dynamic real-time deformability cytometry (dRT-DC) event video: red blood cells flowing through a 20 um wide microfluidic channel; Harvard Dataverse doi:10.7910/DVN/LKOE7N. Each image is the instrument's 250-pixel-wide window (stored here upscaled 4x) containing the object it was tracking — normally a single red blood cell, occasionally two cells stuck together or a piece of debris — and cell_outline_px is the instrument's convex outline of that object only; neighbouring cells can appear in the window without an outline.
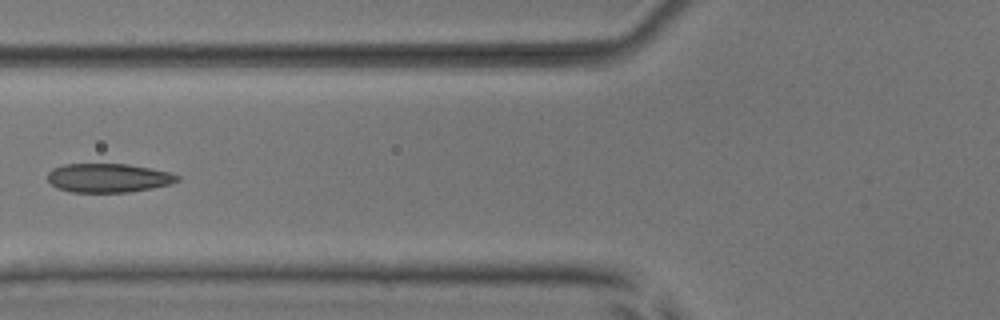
{"species": "common noctule bat (a hibernating species)", "species_latin": "Nyctalus noctula", "temperature_condition": "room temperature", "stored_images_in_passage": 7, "camera_frame_rate_fps": 3000, "um_per_image_px": 0.085, "animal": {"sex": "male", "body_mass_g": 17.9, "forearm_length_mm": 54.2}, "frame": {"image": 1, "passage_image": 6, "time_ms": 6.667, "image_size_px": [1000, 320], "cell_outline_px": [[180, 180], [168, 184], [152, 188], [128, 192], [72, 192], [56, 188], [48, 180], [48, 172], [52, 168], [64, 164], [128, 164], [168, 172], [180, 176]], "centroid_in_image_um": [9.17, 15.12], "position_along_channel_um": 116.6, "area_um2": 21.73}}
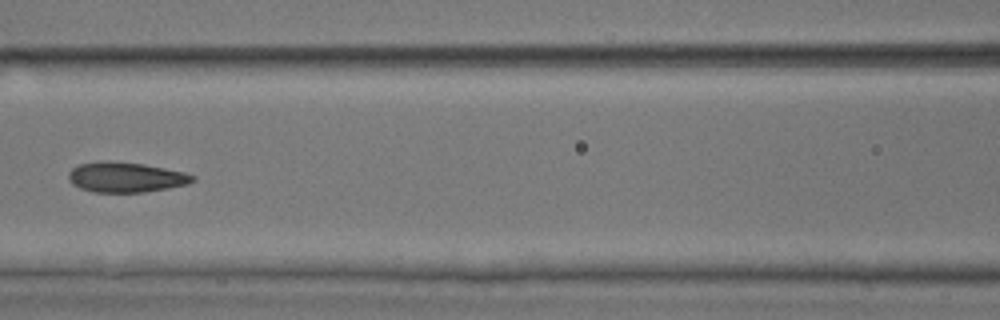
{"frame": {"image": 2, "passage_image": 7, "time_ms": 7.667, "image_size_px": [1000, 320], "cell_outline_px": [[196, 180], [188, 184], [168, 188], [144, 192], [92, 192], [80, 188], [72, 184], [68, 180], [68, 172], [72, 168], [80, 164], [104, 160], [108, 160], [144, 164], [184, 172], [196, 176]], "centroid_in_image_um": [10.68, 15.06], "position_along_channel_um": 155.9, "area_um2": 21.96}}